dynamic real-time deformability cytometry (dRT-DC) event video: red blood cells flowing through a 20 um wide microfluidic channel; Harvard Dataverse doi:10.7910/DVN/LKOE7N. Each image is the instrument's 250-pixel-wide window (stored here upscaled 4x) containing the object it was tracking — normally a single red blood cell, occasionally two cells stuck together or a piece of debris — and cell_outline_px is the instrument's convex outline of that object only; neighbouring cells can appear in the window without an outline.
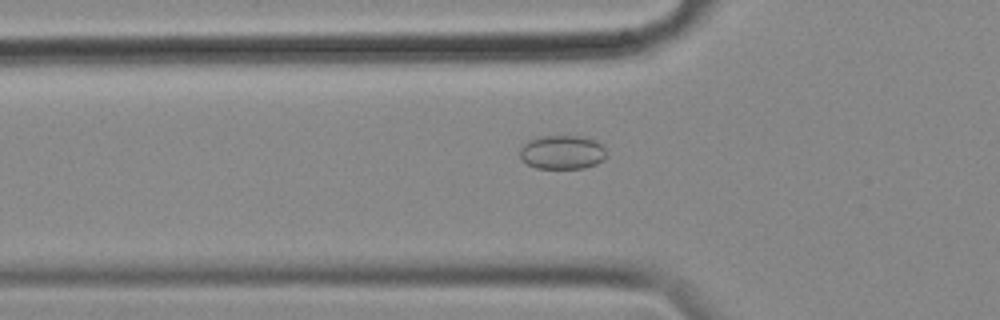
{"species": "common noctule bat (a hibernating species)", "species_latin": "Nyctalus noctula", "temperature_condition": "cold", "stored_images_in_passage": 31, "camera_frame_rate_fps": 3000, "um_per_image_px": 0.085, "animal": {"sex": "female", "body_mass_g": 18.4}, "frame": {"image": 1, "passage_image": 9, "time_ms": 2.667, "image_size_px": [1000, 320], "cell_outline_px": [[604, 160], [596, 164], [584, 168], [536, 168], [528, 164], [520, 156], [520, 148], [528, 140], [544, 136], [576, 136], [596, 140], [604, 144]], "centroid_in_image_um": [47.8, 12.94], "position_along_channel_um": 78.0, "area_um2": 16.99}}
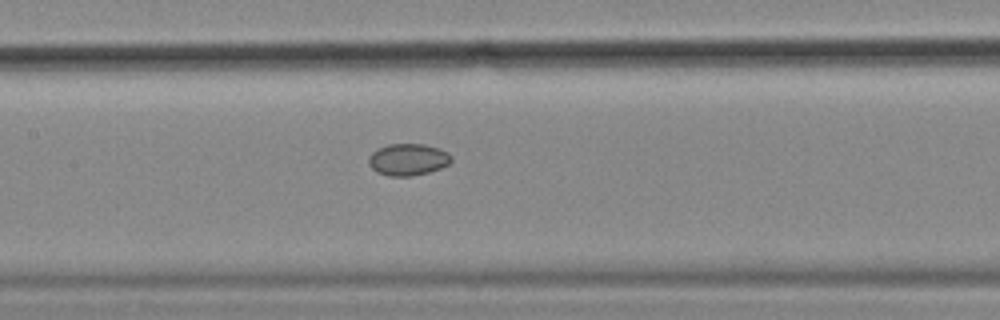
{"frame": {"image": 2, "passage_image": 17, "time_ms": 5.333, "image_size_px": [1000, 320], "cell_outline_px": [[452, 160], [448, 164], [440, 168], [428, 172], [412, 176], [388, 176], [376, 172], [368, 164], [368, 156], [372, 152], [388, 144], [424, 144], [440, 148], [448, 152], [452, 156]], "centroid_in_image_um": [34.68, 13.56], "position_along_channel_um": 172.7, "area_um2": 15.43}}
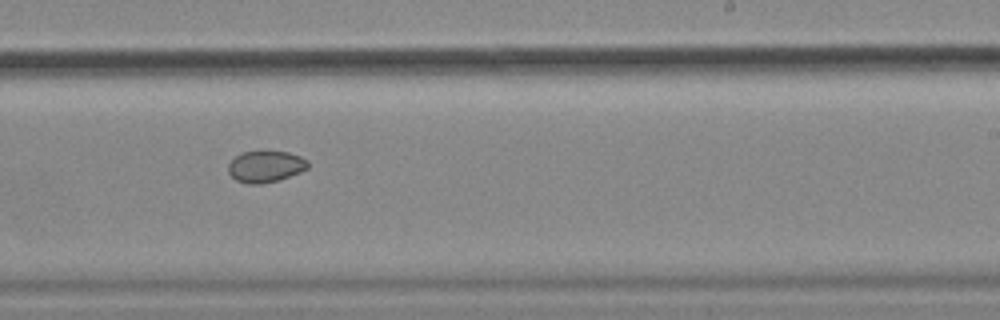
{"frame": {"image": 3, "passage_image": 25, "time_ms": 8.0, "image_size_px": [1000, 320], "cell_outline_px": [[308, 168], [300, 172], [276, 180], [260, 184], [248, 184], [236, 180], [228, 172], [228, 164], [236, 156], [244, 152], [288, 152], [300, 156], [308, 160]], "centroid_in_image_um": [22.57, 14.16], "position_along_channel_um": 266.4, "area_um2": 14.33}}